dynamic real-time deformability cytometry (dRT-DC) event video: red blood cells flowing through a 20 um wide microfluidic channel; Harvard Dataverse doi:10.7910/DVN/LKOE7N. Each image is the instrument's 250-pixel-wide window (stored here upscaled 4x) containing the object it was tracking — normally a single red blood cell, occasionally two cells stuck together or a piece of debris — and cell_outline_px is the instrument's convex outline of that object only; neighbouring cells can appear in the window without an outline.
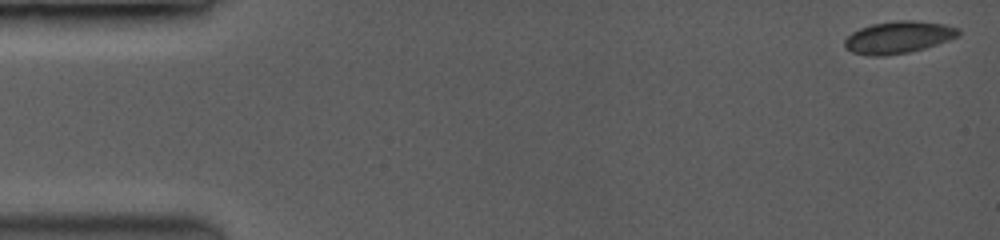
{"species": "common noctule bat (a hibernating species)", "species_latin": "Nyctalus noctula", "temperature_condition": "room temperature", "stored_images_in_passage": 22, "camera_frame_rate_fps": 3500, "um_per_image_px": 0.085, "animal": {"sex": "female", "body_mass_g": 19.0, "forearm_length_mm": 53.3}, "frame": {"image": 1, "passage_image": 1, "time_ms": 0.0, "image_size_px": [1000, 240], "cell_outline_px": [[960, 32], [956, 36], [924, 48], [904, 52], [852, 52], [844, 44], [844, 40], [852, 32], [860, 28], [872, 24], [904, 20], [940, 24], [960, 28]], "centroid_in_image_um": [76.38, 3.11], "position_along_channel_um": 8.6, "area_um2": 19.59}}
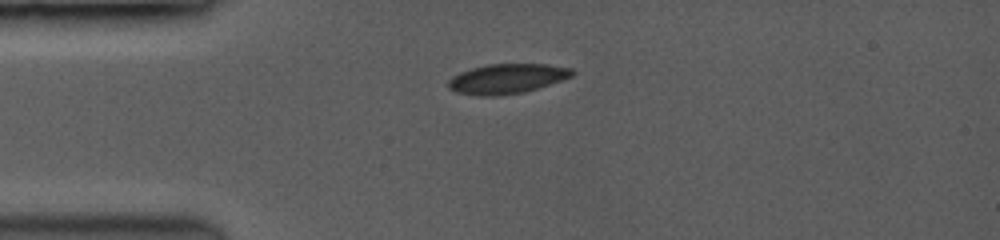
{"frame": {"image": 2, "passage_image": 12, "time_ms": 3.714, "image_size_px": [1000, 240], "cell_outline_px": [[576, 72], [572, 76], [536, 88], [520, 92], [456, 92], [448, 88], [448, 80], [460, 72], [472, 68], [488, 64], [544, 64], [572, 68]], "centroid_in_image_um": [43.16, 6.61], "position_along_channel_um": 41.8, "area_um2": 20.06}}